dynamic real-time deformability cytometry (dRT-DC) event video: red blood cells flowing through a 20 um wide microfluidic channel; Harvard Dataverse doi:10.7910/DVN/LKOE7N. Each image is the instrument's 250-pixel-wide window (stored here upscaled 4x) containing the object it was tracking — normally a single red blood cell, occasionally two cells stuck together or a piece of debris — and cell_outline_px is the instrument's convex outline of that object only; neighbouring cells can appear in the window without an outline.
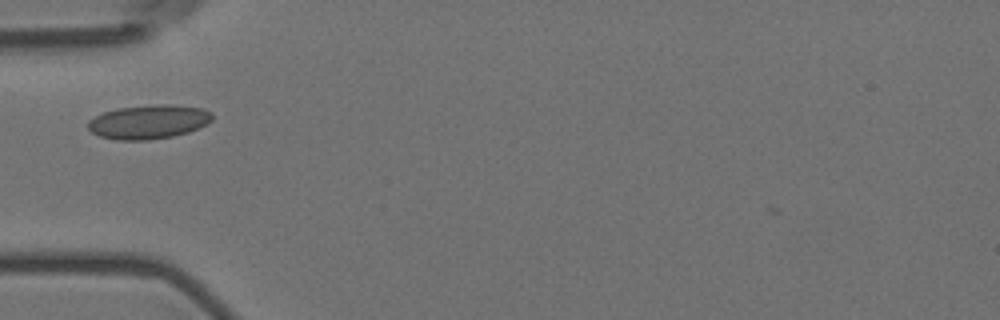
{"species": "Egyptian fruit bat (a non-hibernating species)", "species_latin": "Rousettus aegyptiacus", "temperature_condition": "room temperature", "stored_images_in_passage": 40, "camera_frame_rate_fps": 3000, "um_per_image_px": 0.085, "animal": {"sex": "female"}, "frame": {"image": 1, "passage_image": 2, "time_ms": 0.333, "image_size_px": [1000, 320], "cell_outline_px": [[212, 120], [208, 124], [188, 132], [172, 136], [148, 140], [116, 140], [100, 136], [92, 132], [88, 128], [88, 120], [104, 112], [116, 108], [156, 104], [168, 104], [204, 108], [212, 112]], "centroid_in_image_um": [12.65, 10.35], "position_along_channel_um": 72.3, "area_um2": 24.74}}
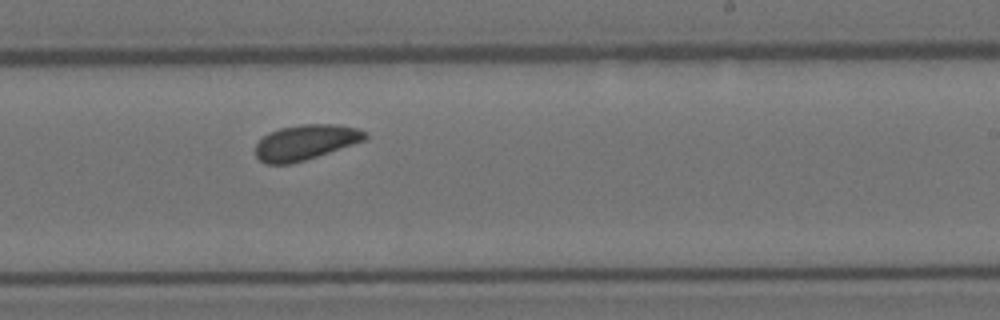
{"frame": {"image": 2, "passage_image": 18, "time_ms": 5.667, "image_size_px": [1000, 320], "cell_outline_px": [[368, 140], [292, 164], [268, 164], [260, 160], [256, 156], [256, 144], [268, 132], [280, 128], [300, 124], [336, 124], [356, 128], [368, 132]], "centroid_in_image_um": [26.01, 12.09], "position_along_channel_um": 263.0, "area_um2": 22.66}}
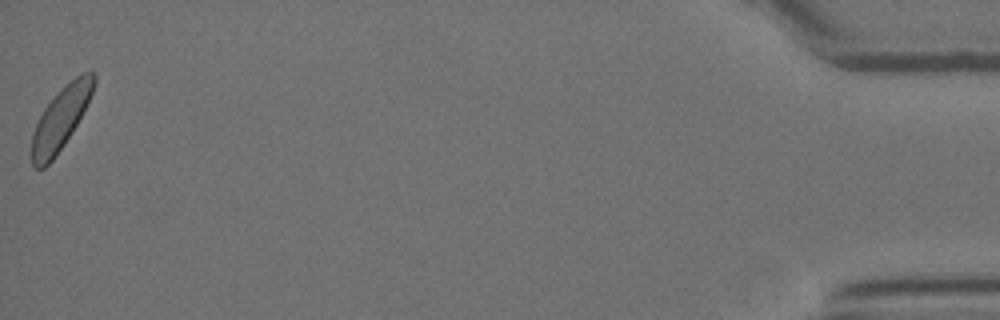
{"frame": {"image": 3, "passage_image": 40, "time_ms": 13.0, "image_size_px": [1000, 320], "cell_outline_px": [[96, 80], [92, 92], [76, 124], [64, 144], [52, 160], [44, 168], [36, 168], [32, 164], [32, 132], [44, 108], [60, 88], [64, 84], [80, 72], [92, 68], [96, 72]], "centroid_in_image_um": [5.18, 9.98], "position_along_channel_um": 430.0, "area_um2": 22.43}, "authors_computed_cell_mechanics": {"area_um2": 22.4264, "velocity_mm_per_s": 3.569, "shape_relaxation_time_tau1_ms": 2.0253, "shape_relaxation_time_tau2_ms": null, "deformation_change_tau1": 0.0449, "deformation_change_tau2": null}}